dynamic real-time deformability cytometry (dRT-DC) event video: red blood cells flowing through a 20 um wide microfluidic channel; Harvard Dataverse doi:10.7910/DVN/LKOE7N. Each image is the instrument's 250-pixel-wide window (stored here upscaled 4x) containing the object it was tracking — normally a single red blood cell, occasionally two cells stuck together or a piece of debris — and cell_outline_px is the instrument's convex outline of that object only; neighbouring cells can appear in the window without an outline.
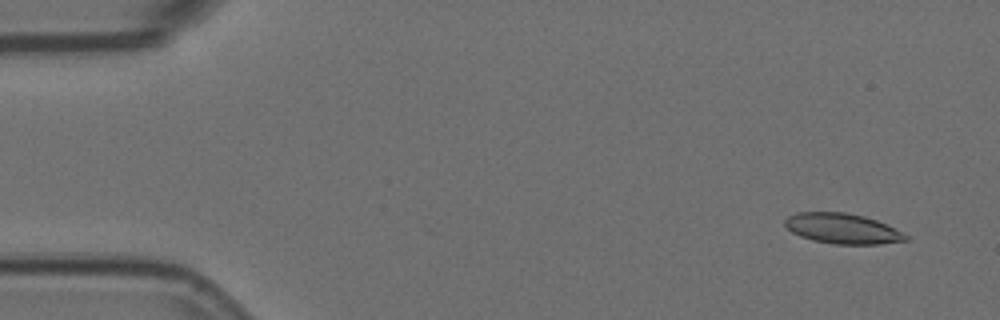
{"species": "Egyptian fruit bat (a non-hibernating species)", "species_latin": "Rousettus aegyptiacus", "temperature_condition": "room temperature", "stored_images_in_passage": 6, "camera_frame_rate_fps": 3000, "um_per_image_px": 0.085, "animal": {"sex": "female"}, "frame": {"image": 1, "passage_image": 2, "time_ms": 0.333, "image_size_px": [1000, 320], "cell_outline_px": [[908, 240], [880, 244], [836, 244], [812, 240], [800, 236], [792, 232], [784, 224], [784, 220], [788, 216], [796, 212], [844, 212], [864, 216], [876, 220], [908, 236]], "centroid_in_image_um": [71.56, 19.42], "position_along_channel_um": 13.4, "area_um2": 21.1}}
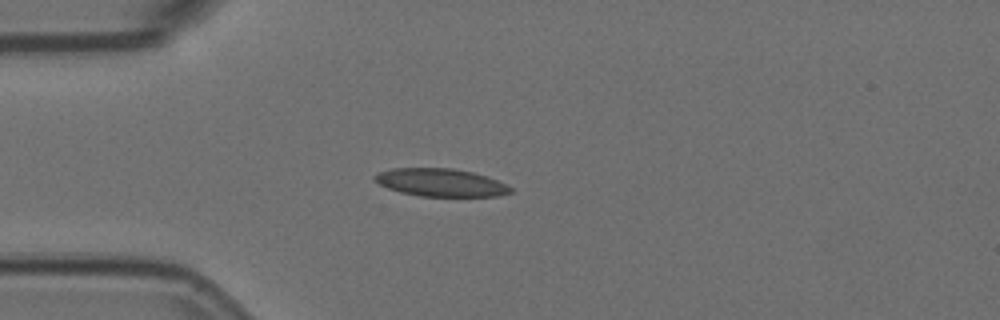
{"frame": {"image": 2, "passage_image": 5, "time_ms": 1.333, "image_size_px": [1000, 320], "cell_outline_px": [[512, 192], [496, 196], [420, 196], [400, 192], [388, 188], [380, 184], [372, 176], [380, 172], [392, 168], [452, 168], [472, 172], [488, 176], [512, 188]], "centroid_in_image_um": [37.45, 15.51], "position_along_channel_um": 47.5, "area_um2": 21.85}}